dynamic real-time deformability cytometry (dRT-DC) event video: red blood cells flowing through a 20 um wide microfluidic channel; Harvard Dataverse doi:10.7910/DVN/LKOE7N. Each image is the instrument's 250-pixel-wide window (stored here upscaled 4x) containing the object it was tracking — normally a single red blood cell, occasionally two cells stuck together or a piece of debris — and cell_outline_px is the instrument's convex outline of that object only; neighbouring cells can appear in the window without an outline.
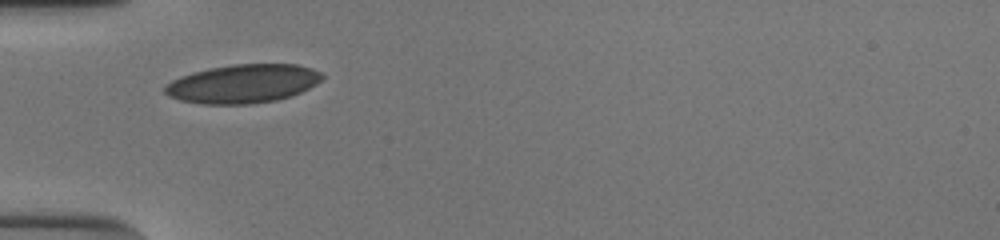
{"species": "human", "species_latin": "Homo sapiens", "temperature_condition": "cold", "stored_images_in_passage": 28, "camera_frame_rate_fps": 3000, "um_per_image_px": 0.085, "donor": {"sex": "male"}, "frame": {"image": 1, "passage_image": 1, "time_ms": 0.0, "image_size_px": [1000, 240], "cell_outline_px": [[324, 76], [316, 84], [292, 96], [276, 100], [248, 104], [204, 104], [180, 100], [168, 96], [164, 92], [164, 84], [180, 76], [192, 72], [208, 68], [232, 64], [296, 64], [312, 68], [320, 72]], "centroid_in_image_um": [20.62, 7.11], "position_along_channel_um": 64.4, "area_um2": 35.55}}
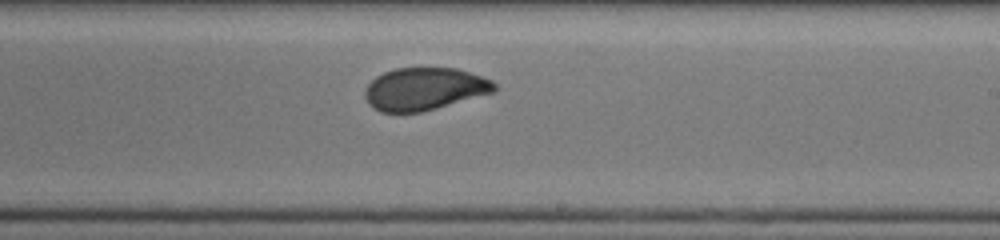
{"frame": {"image": 2, "passage_image": 16, "time_ms": 5.0, "image_size_px": [1000, 240], "cell_outline_px": [[496, 88], [492, 92], [436, 108], [420, 112], [380, 112], [368, 104], [364, 96], [364, 92], [368, 84], [376, 76], [384, 72], [396, 68], [456, 68], [492, 80], [496, 84]], "centroid_in_image_um": [36.03, 7.56], "position_along_channel_um": 253.0, "area_um2": 31.79}}
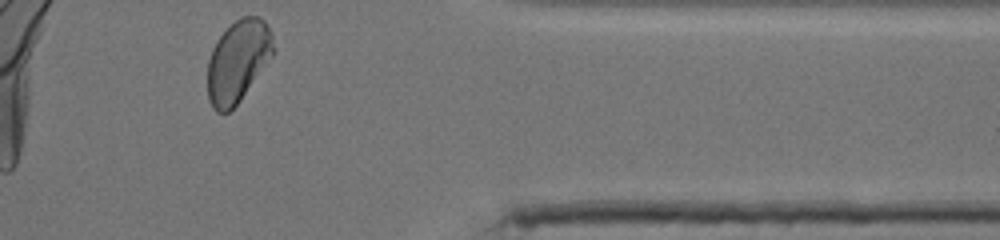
{"frame": {"image": 3, "passage_image": 28, "time_ms": 9.0, "image_size_px": [1000, 240], "cell_outline_px": [[276, 48], [272, 56], [240, 100], [228, 112], [216, 112], [212, 108], [208, 100], [208, 60], [212, 48], [216, 40], [240, 16], [260, 16], [268, 24], [272, 32]], "centroid_in_image_um": [20.24, 5.17], "position_along_channel_um": 391.2, "area_um2": 31.5}, "authors_computed_cell_mechanics": {"area_um2": 32.8304, "velocity_mm_per_s": 3.8355, "shape_relaxation_time_tau1_ms": 6.484, "shape_relaxation_time_tau2_ms": 0.7783, "deformation_change_tau1": 0.1566, "deformation_change_tau2": 0.0493}}